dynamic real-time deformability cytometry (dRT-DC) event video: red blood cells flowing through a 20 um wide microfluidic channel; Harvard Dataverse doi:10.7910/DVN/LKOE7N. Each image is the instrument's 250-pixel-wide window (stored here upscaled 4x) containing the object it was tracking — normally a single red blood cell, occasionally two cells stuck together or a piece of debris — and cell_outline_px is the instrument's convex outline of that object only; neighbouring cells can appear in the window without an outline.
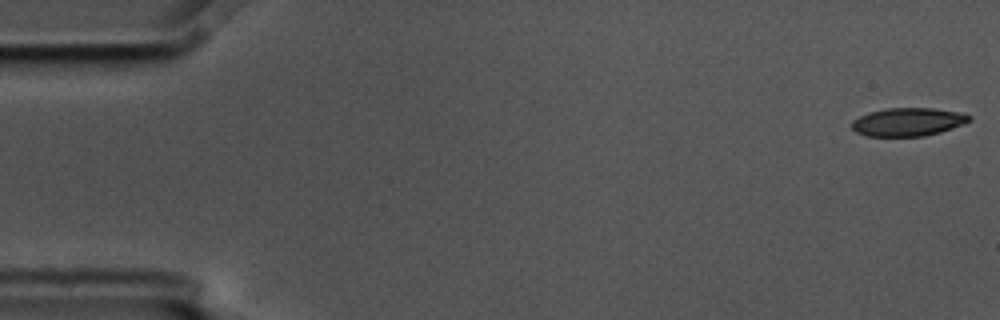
{"species": "common noctule bat (a hibernating species)", "species_latin": "Nyctalus noctula", "temperature_condition": "cold", "stored_images_in_passage": 15, "camera_frame_rate_fps": 3000, "um_per_image_px": 0.085, "animal": {"sex": "male", "body_mass_g": 17.5, "forearm_length_mm": 52.3}, "frame": {"image": 1, "passage_image": 1, "time_ms": 0.0, "image_size_px": [1000, 320], "cell_outline_px": [[972, 120], [964, 124], [940, 132], [924, 136], [868, 136], [856, 132], [852, 128], [852, 120], [868, 112], [888, 108], [932, 108], [956, 112], [972, 116]], "centroid_in_image_um": [77.17, 10.36], "position_along_channel_um": 7.8, "area_um2": 19.25}}
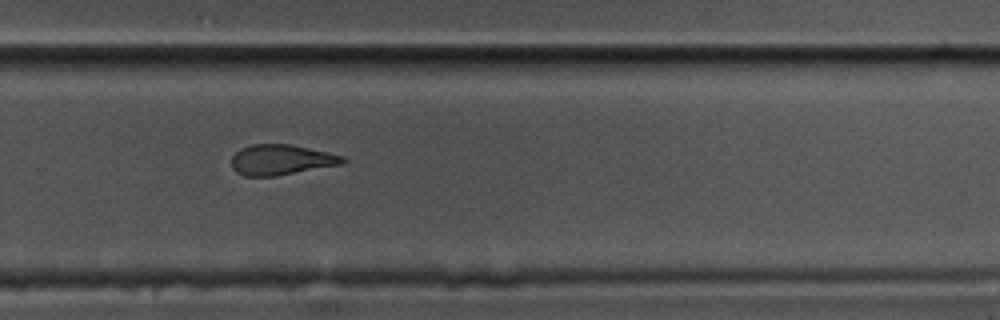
{"frame": {"image": 2, "passage_image": 11, "time_ms": 3.333, "image_size_px": [1000, 320], "cell_outline_px": [[348, 160], [344, 164], [276, 176], [244, 176], [236, 172], [232, 168], [232, 156], [240, 148], [252, 144], [288, 144], [328, 152], [344, 156]], "centroid_in_image_um": [23.92, 13.59], "position_along_channel_um": 305.9, "area_um2": 19.83}}
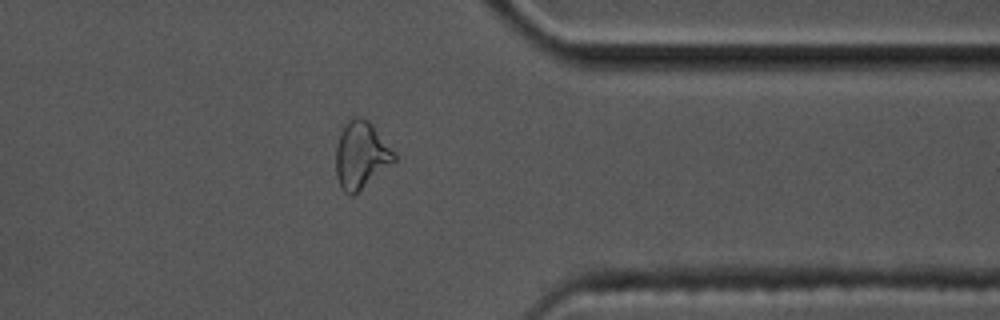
{"frame": {"image": 3, "passage_image": 13, "time_ms": 4.0, "image_size_px": [1000, 320], "cell_outline_px": [[396, 160], [356, 192], [344, 192], [336, 176], [336, 148], [340, 132], [344, 124], [352, 116], [360, 116], [368, 120], [372, 124], [396, 152]], "centroid_in_image_um": [30.69, 13.1], "position_along_channel_um": 380.7, "area_um2": 22.48}}